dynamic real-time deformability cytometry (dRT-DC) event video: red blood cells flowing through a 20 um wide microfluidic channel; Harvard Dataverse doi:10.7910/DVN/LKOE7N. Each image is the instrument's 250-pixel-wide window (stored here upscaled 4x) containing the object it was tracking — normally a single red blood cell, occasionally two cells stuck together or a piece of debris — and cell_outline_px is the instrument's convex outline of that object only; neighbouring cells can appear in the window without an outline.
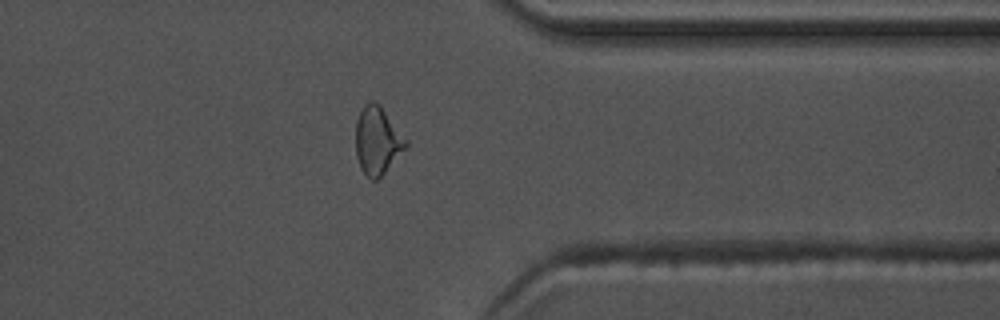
{"species": "common noctule bat (a hibernating species)", "species_latin": "Nyctalus noctula", "temperature_condition": "warm", "stored_images_in_passage": 40, "camera_frame_rate_fps": 3000, "um_per_image_px": 0.085, "animal": {"sex": "male", "body_mass_g": 17.5, "forearm_length_mm": 52.3}, "frame": {"image": 1, "passage_image": 29, "time_ms": 9.333, "image_size_px": [1000, 320], "cell_outline_px": [[408, 144], [384, 172], [376, 180], [372, 180], [360, 168], [356, 156], [356, 120], [364, 104], [368, 100], [372, 100], [380, 104], [408, 140]], "centroid_in_image_um": [32.06, 11.9], "position_along_channel_um": 379.3, "area_um2": 19.65}, "authors_computed_cell_mechanics": {"area_um2": 18.6116, "velocity_mm_per_s": 3.7447, "shape_relaxation_time_tau1_ms": 8.2252, "shape_relaxation_time_tau2_ms": 0.8824, "deformation_change_tau1": 0.1836, "deformation_change_tau2": 0.0713}}